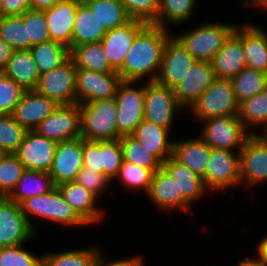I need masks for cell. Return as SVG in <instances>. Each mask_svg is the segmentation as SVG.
Here are the masks:
<instances>
[{
    "mask_svg": "<svg viewBox=\"0 0 267 266\" xmlns=\"http://www.w3.org/2000/svg\"><path fill=\"white\" fill-rule=\"evenodd\" d=\"M77 68L69 58L60 67L40 75L36 91L47 98L54 100L58 105L76 103Z\"/></svg>",
    "mask_w": 267,
    "mask_h": 266,
    "instance_id": "obj_11",
    "label": "cell"
},
{
    "mask_svg": "<svg viewBox=\"0 0 267 266\" xmlns=\"http://www.w3.org/2000/svg\"><path fill=\"white\" fill-rule=\"evenodd\" d=\"M196 62L197 60L188 53L182 41L177 36L169 34L155 81L175 89Z\"/></svg>",
    "mask_w": 267,
    "mask_h": 266,
    "instance_id": "obj_10",
    "label": "cell"
},
{
    "mask_svg": "<svg viewBox=\"0 0 267 266\" xmlns=\"http://www.w3.org/2000/svg\"><path fill=\"white\" fill-rule=\"evenodd\" d=\"M70 59L77 69L94 72H117L108 61L101 42L85 43L70 49Z\"/></svg>",
    "mask_w": 267,
    "mask_h": 266,
    "instance_id": "obj_32",
    "label": "cell"
},
{
    "mask_svg": "<svg viewBox=\"0 0 267 266\" xmlns=\"http://www.w3.org/2000/svg\"><path fill=\"white\" fill-rule=\"evenodd\" d=\"M0 266H42V255L36 256L23 244L0 248Z\"/></svg>",
    "mask_w": 267,
    "mask_h": 266,
    "instance_id": "obj_46",
    "label": "cell"
},
{
    "mask_svg": "<svg viewBox=\"0 0 267 266\" xmlns=\"http://www.w3.org/2000/svg\"><path fill=\"white\" fill-rule=\"evenodd\" d=\"M55 187L49 172L26 169L7 197L20 205L26 199L48 193Z\"/></svg>",
    "mask_w": 267,
    "mask_h": 266,
    "instance_id": "obj_31",
    "label": "cell"
},
{
    "mask_svg": "<svg viewBox=\"0 0 267 266\" xmlns=\"http://www.w3.org/2000/svg\"><path fill=\"white\" fill-rule=\"evenodd\" d=\"M81 137L88 140L120 139L114 98L79 104Z\"/></svg>",
    "mask_w": 267,
    "mask_h": 266,
    "instance_id": "obj_3",
    "label": "cell"
},
{
    "mask_svg": "<svg viewBox=\"0 0 267 266\" xmlns=\"http://www.w3.org/2000/svg\"><path fill=\"white\" fill-rule=\"evenodd\" d=\"M154 171L142 168L136 164L123 161L120 170L115 179L124 183L125 187L130 190H144L147 194L152 182Z\"/></svg>",
    "mask_w": 267,
    "mask_h": 266,
    "instance_id": "obj_43",
    "label": "cell"
},
{
    "mask_svg": "<svg viewBox=\"0 0 267 266\" xmlns=\"http://www.w3.org/2000/svg\"><path fill=\"white\" fill-rule=\"evenodd\" d=\"M6 16H21L31 9L30 0H2Z\"/></svg>",
    "mask_w": 267,
    "mask_h": 266,
    "instance_id": "obj_52",
    "label": "cell"
},
{
    "mask_svg": "<svg viewBox=\"0 0 267 266\" xmlns=\"http://www.w3.org/2000/svg\"><path fill=\"white\" fill-rule=\"evenodd\" d=\"M138 81L122 80L114 97L117 107V128L121 136L132 135L144 119L145 84L135 88Z\"/></svg>",
    "mask_w": 267,
    "mask_h": 266,
    "instance_id": "obj_7",
    "label": "cell"
},
{
    "mask_svg": "<svg viewBox=\"0 0 267 266\" xmlns=\"http://www.w3.org/2000/svg\"><path fill=\"white\" fill-rule=\"evenodd\" d=\"M253 25H236L233 33L243 43L247 67L267 74V32Z\"/></svg>",
    "mask_w": 267,
    "mask_h": 266,
    "instance_id": "obj_22",
    "label": "cell"
},
{
    "mask_svg": "<svg viewBox=\"0 0 267 266\" xmlns=\"http://www.w3.org/2000/svg\"><path fill=\"white\" fill-rule=\"evenodd\" d=\"M147 23L131 19L123 26L108 30L102 38L101 44L108 58L109 64L118 71L124 63L125 57L136 35Z\"/></svg>",
    "mask_w": 267,
    "mask_h": 266,
    "instance_id": "obj_18",
    "label": "cell"
},
{
    "mask_svg": "<svg viewBox=\"0 0 267 266\" xmlns=\"http://www.w3.org/2000/svg\"><path fill=\"white\" fill-rule=\"evenodd\" d=\"M21 17L27 24L28 38L31 40V47L42 42L51 40L44 11L28 9Z\"/></svg>",
    "mask_w": 267,
    "mask_h": 266,
    "instance_id": "obj_44",
    "label": "cell"
},
{
    "mask_svg": "<svg viewBox=\"0 0 267 266\" xmlns=\"http://www.w3.org/2000/svg\"><path fill=\"white\" fill-rule=\"evenodd\" d=\"M241 184L255 187L267 181V139L260 133L251 135L239 152Z\"/></svg>",
    "mask_w": 267,
    "mask_h": 266,
    "instance_id": "obj_13",
    "label": "cell"
},
{
    "mask_svg": "<svg viewBox=\"0 0 267 266\" xmlns=\"http://www.w3.org/2000/svg\"><path fill=\"white\" fill-rule=\"evenodd\" d=\"M60 0H30L31 9L48 10L51 9Z\"/></svg>",
    "mask_w": 267,
    "mask_h": 266,
    "instance_id": "obj_54",
    "label": "cell"
},
{
    "mask_svg": "<svg viewBox=\"0 0 267 266\" xmlns=\"http://www.w3.org/2000/svg\"><path fill=\"white\" fill-rule=\"evenodd\" d=\"M259 3H267V0H261Z\"/></svg>",
    "mask_w": 267,
    "mask_h": 266,
    "instance_id": "obj_61",
    "label": "cell"
},
{
    "mask_svg": "<svg viewBox=\"0 0 267 266\" xmlns=\"http://www.w3.org/2000/svg\"><path fill=\"white\" fill-rule=\"evenodd\" d=\"M28 130L22 127L12 114L0 115V154L15 153Z\"/></svg>",
    "mask_w": 267,
    "mask_h": 266,
    "instance_id": "obj_41",
    "label": "cell"
},
{
    "mask_svg": "<svg viewBox=\"0 0 267 266\" xmlns=\"http://www.w3.org/2000/svg\"><path fill=\"white\" fill-rule=\"evenodd\" d=\"M188 110L200 122L212 117L238 116L239 103L231 80L216 78Z\"/></svg>",
    "mask_w": 267,
    "mask_h": 266,
    "instance_id": "obj_5",
    "label": "cell"
},
{
    "mask_svg": "<svg viewBox=\"0 0 267 266\" xmlns=\"http://www.w3.org/2000/svg\"><path fill=\"white\" fill-rule=\"evenodd\" d=\"M256 250L258 256L256 258L267 266V235L259 240Z\"/></svg>",
    "mask_w": 267,
    "mask_h": 266,
    "instance_id": "obj_55",
    "label": "cell"
},
{
    "mask_svg": "<svg viewBox=\"0 0 267 266\" xmlns=\"http://www.w3.org/2000/svg\"><path fill=\"white\" fill-rule=\"evenodd\" d=\"M5 16H6V14H5V10L3 8V3H2V0H0V20Z\"/></svg>",
    "mask_w": 267,
    "mask_h": 266,
    "instance_id": "obj_58",
    "label": "cell"
},
{
    "mask_svg": "<svg viewBox=\"0 0 267 266\" xmlns=\"http://www.w3.org/2000/svg\"><path fill=\"white\" fill-rule=\"evenodd\" d=\"M23 214L37 234V229L32 224L29 216L54 222L63 226H87L88 224L77 214V212L65 201L56 186L48 193L35 195L23 201L21 204ZM32 215V216H31Z\"/></svg>",
    "mask_w": 267,
    "mask_h": 266,
    "instance_id": "obj_2",
    "label": "cell"
},
{
    "mask_svg": "<svg viewBox=\"0 0 267 266\" xmlns=\"http://www.w3.org/2000/svg\"><path fill=\"white\" fill-rule=\"evenodd\" d=\"M168 28L147 24L135 37L123 66L117 71L124 81H155L167 43Z\"/></svg>",
    "mask_w": 267,
    "mask_h": 266,
    "instance_id": "obj_1",
    "label": "cell"
},
{
    "mask_svg": "<svg viewBox=\"0 0 267 266\" xmlns=\"http://www.w3.org/2000/svg\"><path fill=\"white\" fill-rule=\"evenodd\" d=\"M238 116L251 135H257V132L249 131L251 126L262 127L261 131L264 134L267 130V89L242 101L239 104Z\"/></svg>",
    "mask_w": 267,
    "mask_h": 266,
    "instance_id": "obj_35",
    "label": "cell"
},
{
    "mask_svg": "<svg viewBox=\"0 0 267 266\" xmlns=\"http://www.w3.org/2000/svg\"><path fill=\"white\" fill-rule=\"evenodd\" d=\"M162 168L175 180L178 194H183V212L188 213L192 202L202 198L206 191L209 192L202 177L180 164L172 156L162 163Z\"/></svg>",
    "mask_w": 267,
    "mask_h": 266,
    "instance_id": "obj_21",
    "label": "cell"
},
{
    "mask_svg": "<svg viewBox=\"0 0 267 266\" xmlns=\"http://www.w3.org/2000/svg\"><path fill=\"white\" fill-rule=\"evenodd\" d=\"M106 33L107 30L92 14L90 8L83 1H78L71 48L85 43L101 42Z\"/></svg>",
    "mask_w": 267,
    "mask_h": 266,
    "instance_id": "obj_30",
    "label": "cell"
},
{
    "mask_svg": "<svg viewBox=\"0 0 267 266\" xmlns=\"http://www.w3.org/2000/svg\"><path fill=\"white\" fill-rule=\"evenodd\" d=\"M147 198L162 210L183 211V194H178L175 180L163 169L154 172Z\"/></svg>",
    "mask_w": 267,
    "mask_h": 266,
    "instance_id": "obj_28",
    "label": "cell"
},
{
    "mask_svg": "<svg viewBox=\"0 0 267 266\" xmlns=\"http://www.w3.org/2000/svg\"><path fill=\"white\" fill-rule=\"evenodd\" d=\"M104 257L99 251L94 266H144L143 257L141 258L139 255L110 262H106Z\"/></svg>",
    "mask_w": 267,
    "mask_h": 266,
    "instance_id": "obj_51",
    "label": "cell"
},
{
    "mask_svg": "<svg viewBox=\"0 0 267 266\" xmlns=\"http://www.w3.org/2000/svg\"><path fill=\"white\" fill-rule=\"evenodd\" d=\"M35 131L56 143L81 137L79 104L59 105Z\"/></svg>",
    "mask_w": 267,
    "mask_h": 266,
    "instance_id": "obj_15",
    "label": "cell"
},
{
    "mask_svg": "<svg viewBox=\"0 0 267 266\" xmlns=\"http://www.w3.org/2000/svg\"><path fill=\"white\" fill-rule=\"evenodd\" d=\"M204 122V124H203ZM204 125L200 138L211 148L240 152L251 136L239 116H219L202 121Z\"/></svg>",
    "mask_w": 267,
    "mask_h": 266,
    "instance_id": "obj_6",
    "label": "cell"
},
{
    "mask_svg": "<svg viewBox=\"0 0 267 266\" xmlns=\"http://www.w3.org/2000/svg\"><path fill=\"white\" fill-rule=\"evenodd\" d=\"M26 90L0 72V115L12 114Z\"/></svg>",
    "mask_w": 267,
    "mask_h": 266,
    "instance_id": "obj_45",
    "label": "cell"
},
{
    "mask_svg": "<svg viewBox=\"0 0 267 266\" xmlns=\"http://www.w3.org/2000/svg\"><path fill=\"white\" fill-rule=\"evenodd\" d=\"M35 235L21 205L0 196V248L24 244Z\"/></svg>",
    "mask_w": 267,
    "mask_h": 266,
    "instance_id": "obj_14",
    "label": "cell"
},
{
    "mask_svg": "<svg viewBox=\"0 0 267 266\" xmlns=\"http://www.w3.org/2000/svg\"><path fill=\"white\" fill-rule=\"evenodd\" d=\"M131 19L152 24L157 17L159 0H119Z\"/></svg>",
    "mask_w": 267,
    "mask_h": 266,
    "instance_id": "obj_47",
    "label": "cell"
},
{
    "mask_svg": "<svg viewBox=\"0 0 267 266\" xmlns=\"http://www.w3.org/2000/svg\"><path fill=\"white\" fill-rule=\"evenodd\" d=\"M25 170L14 153L0 154V196L7 197L12 192Z\"/></svg>",
    "mask_w": 267,
    "mask_h": 266,
    "instance_id": "obj_42",
    "label": "cell"
},
{
    "mask_svg": "<svg viewBox=\"0 0 267 266\" xmlns=\"http://www.w3.org/2000/svg\"><path fill=\"white\" fill-rule=\"evenodd\" d=\"M171 131L145 119L132 134L161 163L172 156L173 140L169 139Z\"/></svg>",
    "mask_w": 267,
    "mask_h": 266,
    "instance_id": "obj_26",
    "label": "cell"
},
{
    "mask_svg": "<svg viewBox=\"0 0 267 266\" xmlns=\"http://www.w3.org/2000/svg\"><path fill=\"white\" fill-rule=\"evenodd\" d=\"M25 90H35L40 73L29 50H14L6 68L2 71Z\"/></svg>",
    "mask_w": 267,
    "mask_h": 266,
    "instance_id": "obj_29",
    "label": "cell"
},
{
    "mask_svg": "<svg viewBox=\"0 0 267 266\" xmlns=\"http://www.w3.org/2000/svg\"><path fill=\"white\" fill-rule=\"evenodd\" d=\"M257 7L256 8H262V9H266L267 10V3H258L257 5H256Z\"/></svg>",
    "mask_w": 267,
    "mask_h": 266,
    "instance_id": "obj_59",
    "label": "cell"
},
{
    "mask_svg": "<svg viewBox=\"0 0 267 266\" xmlns=\"http://www.w3.org/2000/svg\"><path fill=\"white\" fill-rule=\"evenodd\" d=\"M236 100L240 104L267 89V74L245 67L231 79Z\"/></svg>",
    "mask_w": 267,
    "mask_h": 266,
    "instance_id": "obj_37",
    "label": "cell"
},
{
    "mask_svg": "<svg viewBox=\"0 0 267 266\" xmlns=\"http://www.w3.org/2000/svg\"><path fill=\"white\" fill-rule=\"evenodd\" d=\"M123 161L120 139L104 140V175L114 181Z\"/></svg>",
    "mask_w": 267,
    "mask_h": 266,
    "instance_id": "obj_48",
    "label": "cell"
},
{
    "mask_svg": "<svg viewBox=\"0 0 267 266\" xmlns=\"http://www.w3.org/2000/svg\"><path fill=\"white\" fill-rule=\"evenodd\" d=\"M197 0H159L156 20L153 25L166 28L167 24L179 26L193 16Z\"/></svg>",
    "mask_w": 267,
    "mask_h": 266,
    "instance_id": "obj_36",
    "label": "cell"
},
{
    "mask_svg": "<svg viewBox=\"0 0 267 266\" xmlns=\"http://www.w3.org/2000/svg\"><path fill=\"white\" fill-rule=\"evenodd\" d=\"M99 248L73 249L42 254V266H94Z\"/></svg>",
    "mask_w": 267,
    "mask_h": 266,
    "instance_id": "obj_39",
    "label": "cell"
},
{
    "mask_svg": "<svg viewBox=\"0 0 267 266\" xmlns=\"http://www.w3.org/2000/svg\"><path fill=\"white\" fill-rule=\"evenodd\" d=\"M30 51L40 75L60 67L70 58L69 48L53 40L34 45Z\"/></svg>",
    "mask_w": 267,
    "mask_h": 266,
    "instance_id": "obj_33",
    "label": "cell"
},
{
    "mask_svg": "<svg viewBox=\"0 0 267 266\" xmlns=\"http://www.w3.org/2000/svg\"><path fill=\"white\" fill-rule=\"evenodd\" d=\"M235 27L233 23L206 22L176 36L197 61L211 62Z\"/></svg>",
    "mask_w": 267,
    "mask_h": 266,
    "instance_id": "obj_4",
    "label": "cell"
},
{
    "mask_svg": "<svg viewBox=\"0 0 267 266\" xmlns=\"http://www.w3.org/2000/svg\"><path fill=\"white\" fill-rule=\"evenodd\" d=\"M211 147L200 137L185 141H173L172 157L191 169L204 180Z\"/></svg>",
    "mask_w": 267,
    "mask_h": 266,
    "instance_id": "obj_27",
    "label": "cell"
},
{
    "mask_svg": "<svg viewBox=\"0 0 267 266\" xmlns=\"http://www.w3.org/2000/svg\"><path fill=\"white\" fill-rule=\"evenodd\" d=\"M65 201L89 225L101 221L103 214L96 207L97 197L85 187L74 182H67L57 186Z\"/></svg>",
    "mask_w": 267,
    "mask_h": 266,
    "instance_id": "obj_25",
    "label": "cell"
},
{
    "mask_svg": "<svg viewBox=\"0 0 267 266\" xmlns=\"http://www.w3.org/2000/svg\"><path fill=\"white\" fill-rule=\"evenodd\" d=\"M216 79L211 62L197 61L174 89L179 104L187 110Z\"/></svg>",
    "mask_w": 267,
    "mask_h": 266,
    "instance_id": "obj_20",
    "label": "cell"
},
{
    "mask_svg": "<svg viewBox=\"0 0 267 266\" xmlns=\"http://www.w3.org/2000/svg\"><path fill=\"white\" fill-rule=\"evenodd\" d=\"M120 143L124 161L154 172L162 168V163L132 135L121 136Z\"/></svg>",
    "mask_w": 267,
    "mask_h": 266,
    "instance_id": "obj_38",
    "label": "cell"
},
{
    "mask_svg": "<svg viewBox=\"0 0 267 266\" xmlns=\"http://www.w3.org/2000/svg\"><path fill=\"white\" fill-rule=\"evenodd\" d=\"M121 81L118 72L100 73L88 69H77L75 80L76 103L85 104L96 100L114 98Z\"/></svg>",
    "mask_w": 267,
    "mask_h": 266,
    "instance_id": "obj_12",
    "label": "cell"
},
{
    "mask_svg": "<svg viewBox=\"0 0 267 266\" xmlns=\"http://www.w3.org/2000/svg\"><path fill=\"white\" fill-rule=\"evenodd\" d=\"M262 135L267 139V130Z\"/></svg>",
    "mask_w": 267,
    "mask_h": 266,
    "instance_id": "obj_60",
    "label": "cell"
},
{
    "mask_svg": "<svg viewBox=\"0 0 267 266\" xmlns=\"http://www.w3.org/2000/svg\"><path fill=\"white\" fill-rule=\"evenodd\" d=\"M59 105L36 90H26L12 113L13 118L28 131H34Z\"/></svg>",
    "mask_w": 267,
    "mask_h": 266,
    "instance_id": "obj_19",
    "label": "cell"
},
{
    "mask_svg": "<svg viewBox=\"0 0 267 266\" xmlns=\"http://www.w3.org/2000/svg\"><path fill=\"white\" fill-rule=\"evenodd\" d=\"M216 78L232 79L247 67L242 41L232 33L211 61Z\"/></svg>",
    "mask_w": 267,
    "mask_h": 266,
    "instance_id": "obj_24",
    "label": "cell"
},
{
    "mask_svg": "<svg viewBox=\"0 0 267 266\" xmlns=\"http://www.w3.org/2000/svg\"><path fill=\"white\" fill-rule=\"evenodd\" d=\"M0 38L12 46L14 50L31 49L27 24L21 16H5L0 20Z\"/></svg>",
    "mask_w": 267,
    "mask_h": 266,
    "instance_id": "obj_40",
    "label": "cell"
},
{
    "mask_svg": "<svg viewBox=\"0 0 267 266\" xmlns=\"http://www.w3.org/2000/svg\"><path fill=\"white\" fill-rule=\"evenodd\" d=\"M237 266H265L261 261H259L257 258H244L240 259Z\"/></svg>",
    "mask_w": 267,
    "mask_h": 266,
    "instance_id": "obj_56",
    "label": "cell"
},
{
    "mask_svg": "<svg viewBox=\"0 0 267 266\" xmlns=\"http://www.w3.org/2000/svg\"><path fill=\"white\" fill-rule=\"evenodd\" d=\"M13 52V47L0 38V72L6 68Z\"/></svg>",
    "mask_w": 267,
    "mask_h": 266,
    "instance_id": "obj_53",
    "label": "cell"
},
{
    "mask_svg": "<svg viewBox=\"0 0 267 266\" xmlns=\"http://www.w3.org/2000/svg\"><path fill=\"white\" fill-rule=\"evenodd\" d=\"M83 168V138L57 144L53 164L49 171L55 186L74 182Z\"/></svg>",
    "mask_w": 267,
    "mask_h": 266,
    "instance_id": "obj_16",
    "label": "cell"
},
{
    "mask_svg": "<svg viewBox=\"0 0 267 266\" xmlns=\"http://www.w3.org/2000/svg\"><path fill=\"white\" fill-rule=\"evenodd\" d=\"M144 119L171 130L176 113L183 112L175 91L156 81L145 83Z\"/></svg>",
    "mask_w": 267,
    "mask_h": 266,
    "instance_id": "obj_8",
    "label": "cell"
},
{
    "mask_svg": "<svg viewBox=\"0 0 267 266\" xmlns=\"http://www.w3.org/2000/svg\"><path fill=\"white\" fill-rule=\"evenodd\" d=\"M260 1H261V0H245V1L243 2V4H244L245 7L254 6V8H255V6H256Z\"/></svg>",
    "mask_w": 267,
    "mask_h": 266,
    "instance_id": "obj_57",
    "label": "cell"
},
{
    "mask_svg": "<svg viewBox=\"0 0 267 266\" xmlns=\"http://www.w3.org/2000/svg\"><path fill=\"white\" fill-rule=\"evenodd\" d=\"M83 2L107 31L123 26L131 20L119 0H84Z\"/></svg>",
    "mask_w": 267,
    "mask_h": 266,
    "instance_id": "obj_34",
    "label": "cell"
},
{
    "mask_svg": "<svg viewBox=\"0 0 267 266\" xmlns=\"http://www.w3.org/2000/svg\"><path fill=\"white\" fill-rule=\"evenodd\" d=\"M83 168L104 174V140L83 139Z\"/></svg>",
    "mask_w": 267,
    "mask_h": 266,
    "instance_id": "obj_49",
    "label": "cell"
},
{
    "mask_svg": "<svg viewBox=\"0 0 267 266\" xmlns=\"http://www.w3.org/2000/svg\"><path fill=\"white\" fill-rule=\"evenodd\" d=\"M55 141L39 135L35 130L28 131L24 141L14 153L25 169L49 172L57 147Z\"/></svg>",
    "mask_w": 267,
    "mask_h": 266,
    "instance_id": "obj_17",
    "label": "cell"
},
{
    "mask_svg": "<svg viewBox=\"0 0 267 266\" xmlns=\"http://www.w3.org/2000/svg\"><path fill=\"white\" fill-rule=\"evenodd\" d=\"M77 7L78 0H60L51 9L44 10L51 40L66 45L69 50Z\"/></svg>",
    "mask_w": 267,
    "mask_h": 266,
    "instance_id": "obj_23",
    "label": "cell"
},
{
    "mask_svg": "<svg viewBox=\"0 0 267 266\" xmlns=\"http://www.w3.org/2000/svg\"><path fill=\"white\" fill-rule=\"evenodd\" d=\"M204 183L209 192L224 191L232 186L240 185L239 152L211 148Z\"/></svg>",
    "mask_w": 267,
    "mask_h": 266,
    "instance_id": "obj_9",
    "label": "cell"
},
{
    "mask_svg": "<svg viewBox=\"0 0 267 266\" xmlns=\"http://www.w3.org/2000/svg\"><path fill=\"white\" fill-rule=\"evenodd\" d=\"M75 182L90 192L96 197L101 196L102 192L108 188L111 180L108 179L104 174L95 172L91 169L82 168L77 174Z\"/></svg>",
    "mask_w": 267,
    "mask_h": 266,
    "instance_id": "obj_50",
    "label": "cell"
}]
</instances>
